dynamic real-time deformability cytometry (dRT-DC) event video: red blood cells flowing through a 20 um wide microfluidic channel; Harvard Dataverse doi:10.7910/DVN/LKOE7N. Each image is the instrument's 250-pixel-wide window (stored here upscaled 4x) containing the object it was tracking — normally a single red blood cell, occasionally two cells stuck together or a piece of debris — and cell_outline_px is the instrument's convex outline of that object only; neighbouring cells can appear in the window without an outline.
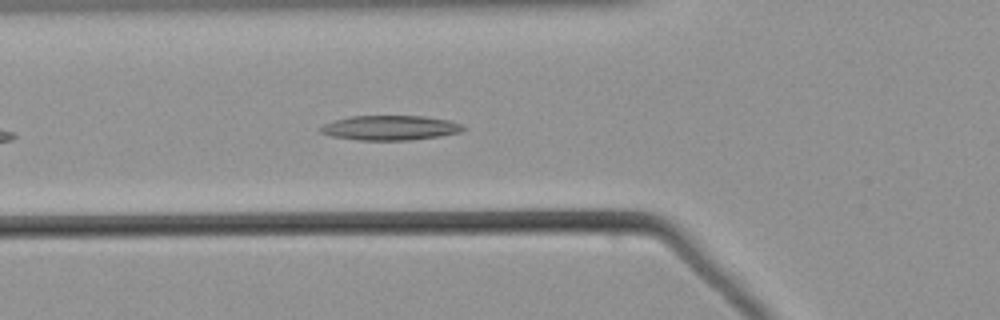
{"species": "common noctule bat (a hibernating species)", "species_latin": "Nyctalus noctula", "temperature_condition": "warm", "stored_images_in_passage": 36, "camera_frame_rate_fps": 3000, "um_per_image_px": 0.085, "animal": {"sex": "male", "body_mass_g": 21.5, "forearm_length_mm": 52.0}, "frame": {"image": 1, "passage_image": 7, "time_ms": 2.0, "image_size_px": [1000, 320], "cell_outline_px": [[468, 128], [464, 132], [440, 136], [408, 140], [360, 140], [332, 136], [320, 132], [320, 128], [324, 124], [336, 120], [352, 116], [424, 116], [448, 120], [460, 124]], "centroid_in_image_um": [33.23, 10.86], "position_along_channel_um": 92.6, "area_um2": 20.46}}
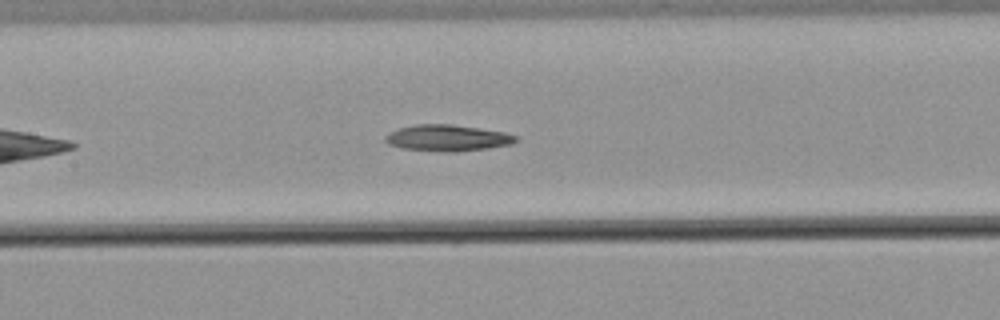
{"frame": {"image": 2, "passage_image": 13, "time_ms": 4.0, "image_size_px": [1000, 320], "cell_outline_px": [[520, 140], [512, 144], [488, 148], [456, 152], [452, 152], [404, 148], [388, 144], [384, 140], [384, 136], [400, 128], [416, 124], [452, 124], [480, 128], [504, 132], [516, 136]], "centroid_in_image_um": [38.08, 11.72], "position_along_channel_um": 169.3, "area_um2": 19.88}}
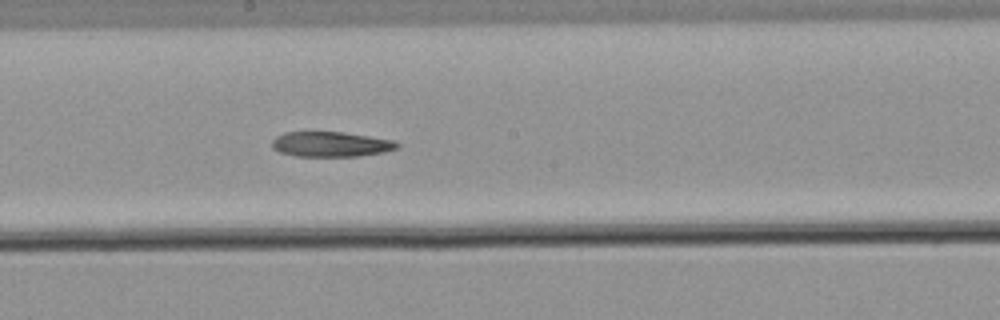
{"frame": {"image": 3, "passage_image": 17, "time_ms": 5.333, "image_size_px": [1000, 320], "cell_outline_px": [[400, 148], [384, 152], [360, 156], [296, 156], [280, 152], [272, 148], [272, 140], [276, 136], [284, 132], [344, 132], [392, 140], [400, 144]], "centroid_in_image_um": [28.13, 12.26], "position_along_channel_um": 220.1, "area_um2": 18.32}}